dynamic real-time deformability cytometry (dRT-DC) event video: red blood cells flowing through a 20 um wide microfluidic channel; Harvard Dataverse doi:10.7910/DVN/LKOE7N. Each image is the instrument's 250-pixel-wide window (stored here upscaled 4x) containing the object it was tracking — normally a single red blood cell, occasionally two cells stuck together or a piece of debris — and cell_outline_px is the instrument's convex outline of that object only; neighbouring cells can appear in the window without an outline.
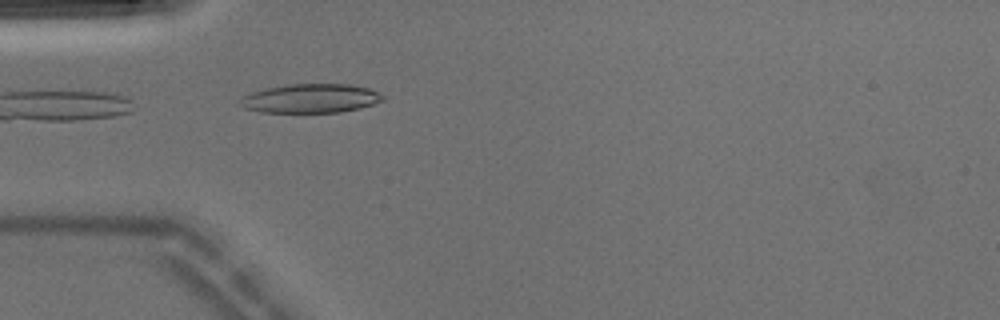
{"species": "Egyptian fruit bat (a non-hibernating species)", "species_latin": "Rousettus aegyptiacus", "temperature_condition": "warm", "stored_images_in_passage": 3, "camera_frame_rate_fps": 3000, "um_per_image_px": 0.085, "animal": {"sex": "male"}, "frame": {"image": 1, "passage_image": 3, "time_ms": 0.667, "image_size_px": [1000, 320], "cell_outline_px": [[384, 100], [360, 108], [340, 112], [260, 112], [244, 108], [236, 100], [252, 92], [268, 88], [288, 84], [348, 84], [368, 88], [384, 96]], "centroid_in_image_um": [26.37, 8.37], "position_along_channel_um": 58.6, "area_um2": 23.99}}